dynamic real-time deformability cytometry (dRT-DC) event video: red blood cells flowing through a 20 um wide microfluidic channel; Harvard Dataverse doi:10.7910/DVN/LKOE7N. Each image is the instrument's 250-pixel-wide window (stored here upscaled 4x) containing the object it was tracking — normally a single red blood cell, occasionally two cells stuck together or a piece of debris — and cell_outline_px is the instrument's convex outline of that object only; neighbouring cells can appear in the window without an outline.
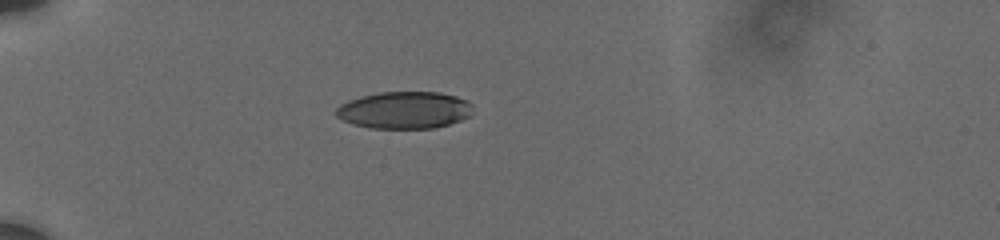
{"species": "human", "species_latin": "Homo sapiens", "temperature_condition": "cold", "stored_images_in_passage": 3, "camera_frame_rate_fps": 3000, "um_per_image_px": 0.085, "donor": {"sex": "male"}, "frame": {"image": 1, "passage_image": 1, "time_ms": 0.0, "image_size_px": [1000, 240], "cell_outline_px": [[472, 104], [468, 116], [460, 120], [436, 128], [368, 128], [352, 124], [336, 116], [336, 108], [340, 104], [348, 100], [360, 96], [380, 92], [440, 92], [456, 96], [468, 100]], "centroid_in_image_um": [34.35, 9.35], "position_along_channel_um": 50.7, "area_um2": 29.59}}
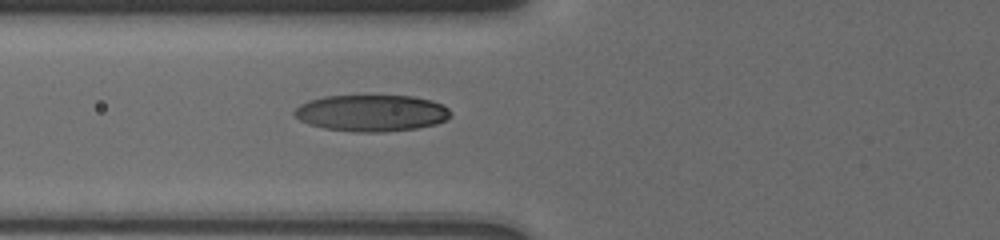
{"frame": {"image": 2, "passage_image": 3, "time_ms": 2.0, "image_size_px": [1000, 240], "cell_outline_px": [[452, 116], [436, 124], [416, 128], [384, 132], [356, 132], [324, 128], [308, 124], [300, 120], [292, 112], [300, 104], [308, 100], [324, 96], [412, 96], [432, 100], [444, 104], [452, 112]], "centroid_in_image_um": [31.59, 9.6], "position_along_channel_um": 94.2, "area_um2": 33.47}}